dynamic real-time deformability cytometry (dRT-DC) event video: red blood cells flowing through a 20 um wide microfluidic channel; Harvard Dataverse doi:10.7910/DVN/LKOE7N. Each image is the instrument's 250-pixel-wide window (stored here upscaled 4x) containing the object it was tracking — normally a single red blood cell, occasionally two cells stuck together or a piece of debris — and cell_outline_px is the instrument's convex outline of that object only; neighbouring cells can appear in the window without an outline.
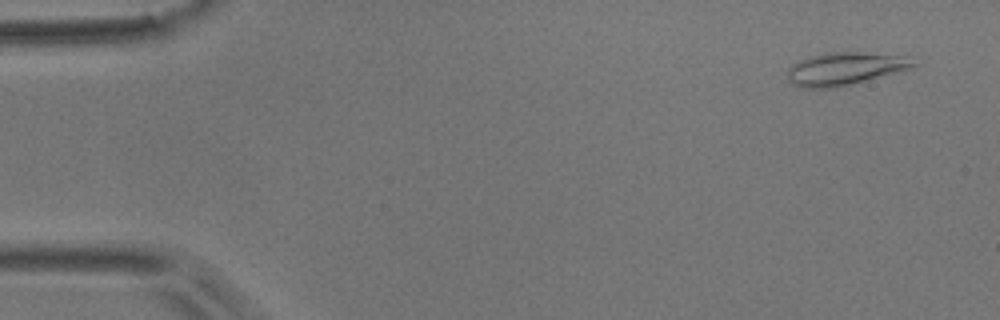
{"species": "common noctule bat (a hibernating species)", "species_latin": "Nyctalus noctula", "temperature_condition": "room temperature", "stored_images_in_passage": 52, "camera_frame_rate_fps": 3000, "um_per_image_px": 0.085, "animal": {"sex": "male", "body_mass_g": 17.9}, "frame": {"image": 1, "passage_image": 2, "time_ms": 0.333, "image_size_px": [1000, 320], "cell_outline_px": [[916, 64], [912, 68], [852, 84], [832, 88], [796, 88], [788, 80], [788, 68], [792, 64], [808, 56], [828, 52], [860, 52], [908, 56]], "centroid_in_image_um": [71.77, 5.84], "position_along_channel_um": 13.2, "area_um2": 24.16}}
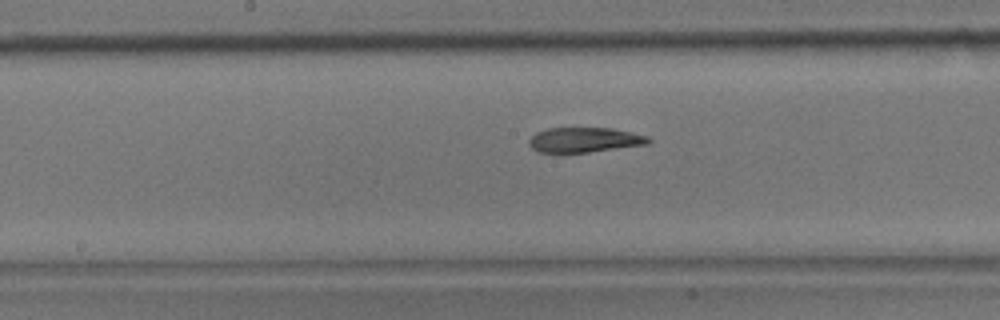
{"frame": {"image": 2, "passage_image": 26, "time_ms": 8.333, "image_size_px": [1000, 320], "cell_outline_px": [[652, 140], [648, 144], [588, 152], [536, 152], [528, 144], [528, 140], [536, 132], [548, 128], [612, 128], [632, 132], [648, 136]], "centroid_in_image_um": [49.68, 11.88], "position_along_channel_um": 198.5, "area_um2": 17.34}}
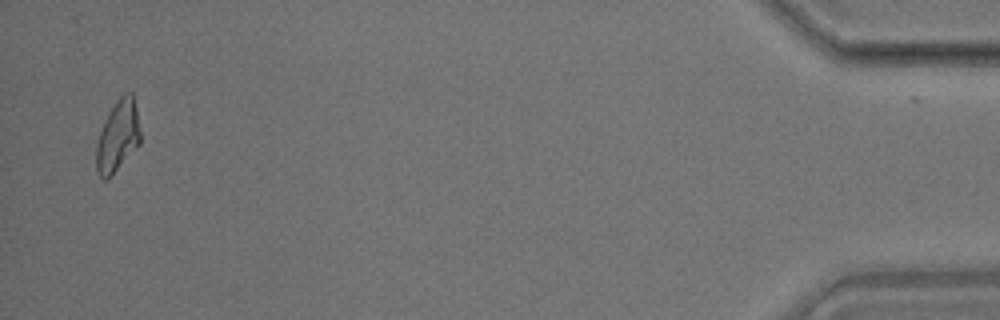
{"frame": {"image": 3, "passage_image": 51, "time_ms": 16.667, "image_size_px": [1000, 320], "cell_outline_px": [[140, 144], [112, 176], [108, 180], [104, 180], [96, 172], [96, 144], [100, 132], [108, 112], [116, 100], [124, 92], [132, 92], [140, 132]], "centroid_in_image_um": [9.99, 11.61], "position_along_channel_um": 425.2, "area_um2": 18.38}, "authors_computed_cell_mechanics": {"area_um2": 18.6983, "velocity_mm_per_s": 3.7431, "shape_relaxation_time_tau1_ms": 7.2323, "shape_relaxation_time_tau2_ms": 9.4049, "deformation_change_tau1": 0.2175, "deformation_change_tau2": 0.1432}}